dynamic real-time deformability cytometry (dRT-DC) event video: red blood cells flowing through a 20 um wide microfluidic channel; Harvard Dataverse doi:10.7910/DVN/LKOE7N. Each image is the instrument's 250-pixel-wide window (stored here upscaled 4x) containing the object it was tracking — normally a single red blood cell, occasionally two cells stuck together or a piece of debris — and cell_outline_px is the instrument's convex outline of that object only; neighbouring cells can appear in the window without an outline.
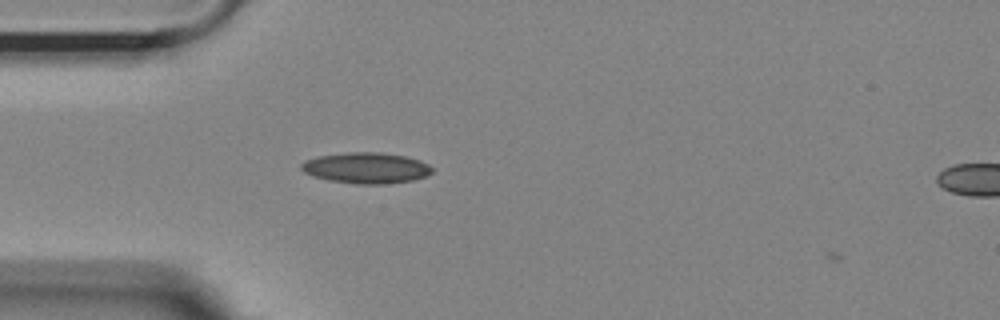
{"species": "Egyptian fruit bat (a non-hibernating species)", "species_latin": "Rousettus aegyptiacus", "temperature_condition": "room temperature", "stored_images_in_passage": 42, "camera_frame_rate_fps": 3000, "um_per_image_px": 0.085, "animal": {"sex": "female"}, "frame": {"image": 1, "passage_image": 2, "time_ms": 0.333, "image_size_px": [1000, 320], "cell_outline_px": [[432, 172], [424, 176], [412, 180], [384, 184], [356, 184], [328, 180], [312, 176], [304, 172], [300, 168], [300, 164], [304, 160], [320, 156], [348, 152], [380, 152], [404, 156], [420, 160], [428, 164], [432, 168]], "centroid_in_image_um": [31.09, 14.27], "position_along_channel_um": 53.9, "area_um2": 23.52}}
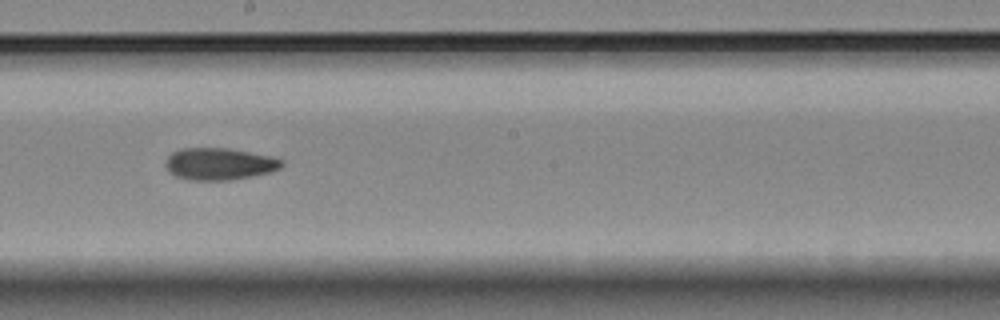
{"frame": {"image": 2, "passage_image": 17, "time_ms": 5.333, "image_size_px": [1000, 320], "cell_outline_px": [[284, 164], [280, 168], [272, 172], [232, 180], [192, 180], [176, 176], [168, 172], [164, 164], [168, 156], [172, 152], [180, 148], [224, 148], [248, 152], [268, 156], [284, 160]], "centroid_in_image_um": [18.62, 13.94], "position_along_channel_um": 229.6, "area_um2": 21.68}}
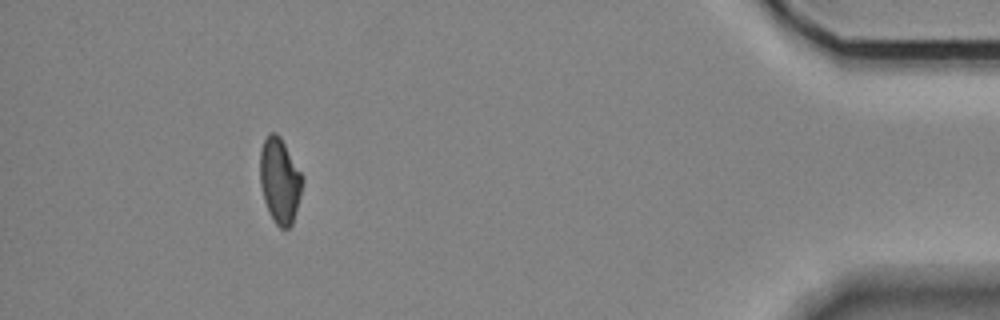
{"frame": {"image": 3, "passage_image": 37, "time_ms": 12.0, "image_size_px": [1000, 320], "cell_outline_px": [[304, 180], [300, 196], [292, 224], [288, 228], [280, 228], [276, 224], [264, 200], [260, 184], [260, 152], [264, 140], [268, 132], [276, 132], [280, 136], [300, 172]], "centroid_in_image_um": [23.77, 15.33], "position_along_channel_um": 411.4, "area_um2": 20.75}, "authors_computed_cell_mechanics": {"area_um2": 21.1548, "velocity_mm_per_s": 3.607, "shape_relaxation_time_tau1_ms": null, "shape_relaxation_time_tau2_ms": 3.5918, "deformation_change_tau1": null, "deformation_change_tau2": 0.0958}}